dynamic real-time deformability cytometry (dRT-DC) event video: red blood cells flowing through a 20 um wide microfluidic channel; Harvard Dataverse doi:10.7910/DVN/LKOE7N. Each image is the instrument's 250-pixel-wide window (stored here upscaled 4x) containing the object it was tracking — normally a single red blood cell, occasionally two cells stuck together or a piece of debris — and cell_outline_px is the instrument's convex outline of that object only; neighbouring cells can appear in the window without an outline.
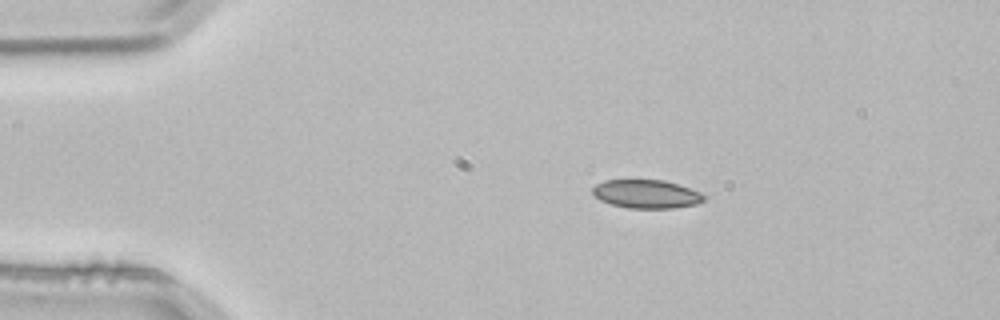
{"species": "common noctule bat (a hibernating species)", "species_latin": "Nyctalus noctula", "temperature_condition": "room temperature", "stored_images_in_passage": 2, "camera_frame_rate_fps": 3000, "um_per_image_px": 0.085, "animal": {"sex": "male", "body_mass_g": 21.5, "forearm_length_mm": 52.0}, "frame": {"image": 1, "passage_image": 1, "time_ms": 0.0, "image_size_px": [1000, 320], "cell_outline_px": [[704, 200], [696, 204], [672, 208], [628, 208], [612, 204], [600, 200], [592, 192], [592, 188], [596, 184], [604, 180], [664, 180], [680, 184], [700, 192], [704, 196]], "centroid_in_image_um": [54.94, 16.48], "position_along_channel_um": 30.1, "area_um2": 18.44}}